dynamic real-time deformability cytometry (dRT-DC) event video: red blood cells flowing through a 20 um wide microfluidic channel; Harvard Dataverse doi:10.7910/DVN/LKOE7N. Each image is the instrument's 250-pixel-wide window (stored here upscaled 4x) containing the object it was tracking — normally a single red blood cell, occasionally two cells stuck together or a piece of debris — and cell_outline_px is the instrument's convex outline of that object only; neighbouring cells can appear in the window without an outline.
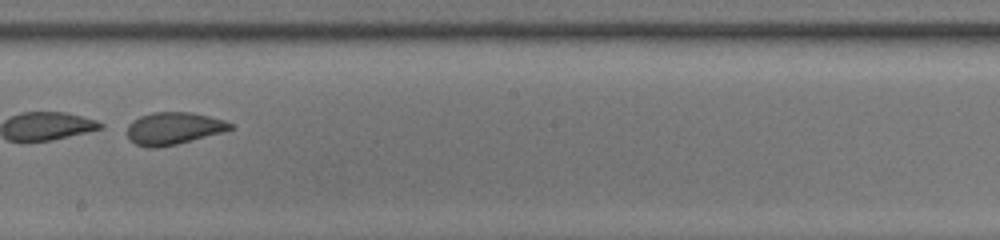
{"species": "common noctule bat (a hibernating species)", "species_latin": "Nyctalus noctula", "temperature_condition": "room temperature", "stored_images_in_passage": 35, "camera_frame_rate_fps": 3000, "um_per_image_px": 0.085, "animal": {"sex": "male", "body_mass_g": 13.0, "forearm_length_mm": 53.1}, "frame": {"image": 1, "passage_image": 16, "time_ms": 5.0, "image_size_px": [1000, 240], "cell_outline_px": [[236, 128], [224, 132], [176, 144], [156, 148], [148, 148], [136, 144], [128, 140], [128, 124], [132, 120], [140, 116], [152, 112], [192, 112], [224, 120], [232, 124]], "centroid_in_image_um": [14.75, 10.91], "position_along_channel_um": 233.4, "area_um2": 19.54}, "authors_computed_cell_mechanics": {"area_um2": 20.7502, "velocity_mm_per_s": 4.0021, "shape_relaxation_time_tau1_ms": 0.6084, "shape_relaxation_time_tau2_ms": 1.0978, "deformation_change_tau1": 0.2368, "deformation_change_tau2": 0.0747}}